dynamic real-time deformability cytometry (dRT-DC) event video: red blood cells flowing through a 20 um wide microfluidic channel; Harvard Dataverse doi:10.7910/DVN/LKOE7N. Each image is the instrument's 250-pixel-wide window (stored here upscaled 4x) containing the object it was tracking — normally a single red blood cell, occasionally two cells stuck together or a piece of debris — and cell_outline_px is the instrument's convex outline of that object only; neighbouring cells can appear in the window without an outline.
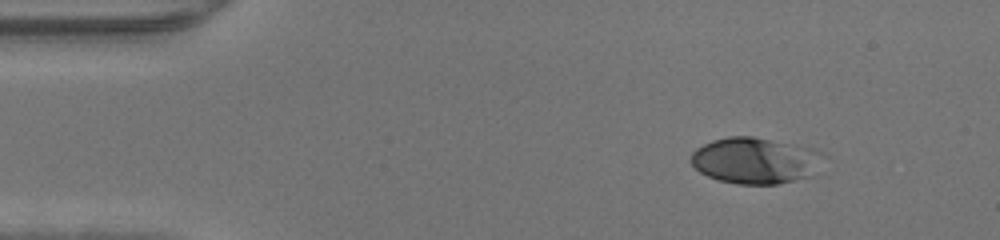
{"species": "human", "species_latin": "Homo sapiens", "temperature_condition": "warm", "stored_images_in_passage": 42, "camera_frame_rate_fps": 3000, "um_per_image_px": 0.085, "donor": {"sex": "male"}, "frame": {"image": 1, "passage_image": 1, "time_ms": 0.0, "image_size_px": [1000, 240], "cell_outline_px": [[804, 176], [792, 180], [776, 184], [736, 184], [720, 180], [708, 176], [700, 172], [692, 164], [692, 152], [696, 148], [712, 140], [728, 136], [752, 136], [784, 144], [800, 156]], "centroid_in_image_um": [63.55, 13.67], "position_along_channel_um": 21.4, "area_um2": 30.87}}
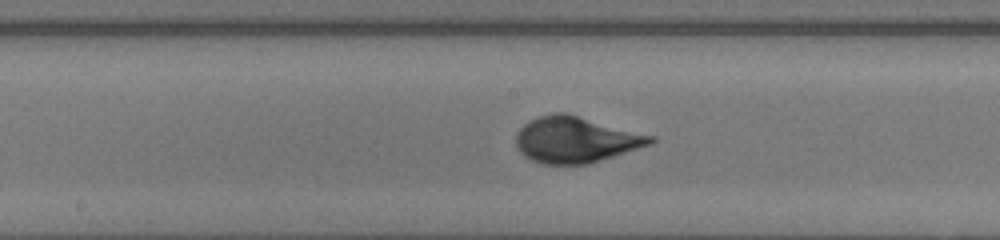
{"frame": {"image": 2, "passage_image": 19, "time_ms": 6.0, "image_size_px": [1000, 240], "cell_outline_px": [[656, 140], [652, 144], [588, 164], [540, 164], [524, 156], [516, 148], [516, 136], [520, 128], [524, 124], [536, 116], [552, 112], [564, 112], [656, 136]], "centroid_in_image_um": [48.93, 11.87], "position_along_channel_um": 199.3, "area_um2": 36.3}}
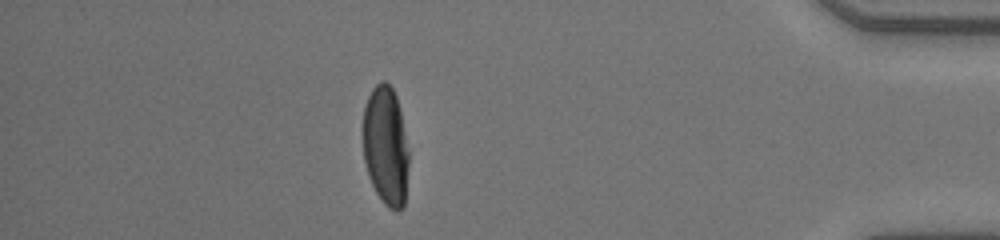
{"frame": {"image": 3, "passage_image": 36, "time_ms": 11.667, "image_size_px": [1000, 240], "cell_outline_px": [[408, 168], [404, 208], [396, 212], [388, 208], [384, 204], [376, 192], [368, 176], [364, 160], [364, 108], [368, 96], [372, 88], [380, 80], [384, 80], [392, 88], [396, 96], [400, 108], [408, 152]], "centroid_in_image_um": [32.79, 12.43], "position_along_channel_um": 402.4, "area_um2": 31.85}}